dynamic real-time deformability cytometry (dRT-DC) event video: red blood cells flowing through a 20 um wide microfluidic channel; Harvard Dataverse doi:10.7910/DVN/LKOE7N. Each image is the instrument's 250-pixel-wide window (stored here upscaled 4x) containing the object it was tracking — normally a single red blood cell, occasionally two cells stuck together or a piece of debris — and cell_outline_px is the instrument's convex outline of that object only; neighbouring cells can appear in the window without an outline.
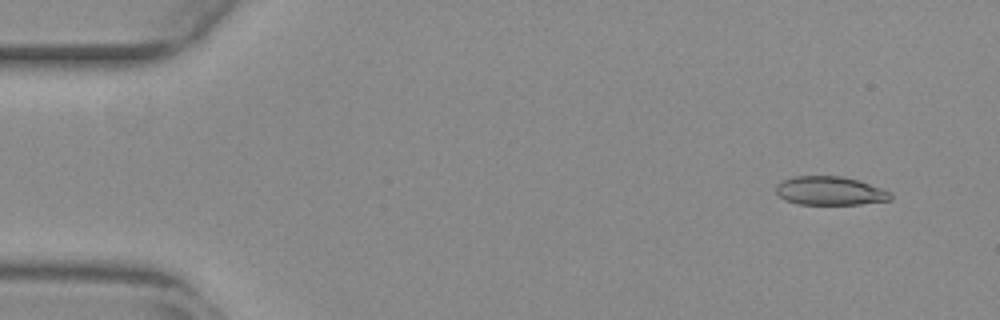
{"species": "common noctule bat (a hibernating species)", "species_latin": "Nyctalus noctula", "temperature_condition": "warm", "stored_images_in_passage": 24, "camera_frame_rate_fps": 3000, "um_per_image_px": 0.085, "animal": {"sex": "female", "body_mass_g": 29.2, "forearm_length_mm": 56.3}, "frame": {"image": 1, "passage_image": 4, "time_ms": 1.0, "image_size_px": [1000, 320], "cell_outline_px": [[892, 200], [860, 204], [800, 204], [784, 200], [776, 192], [776, 184], [784, 180], [796, 176], [840, 176], [860, 180], [892, 192]], "centroid_in_image_um": [70.58, 16.22], "position_along_channel_um": 14.4, "area_um2": 19.19}}
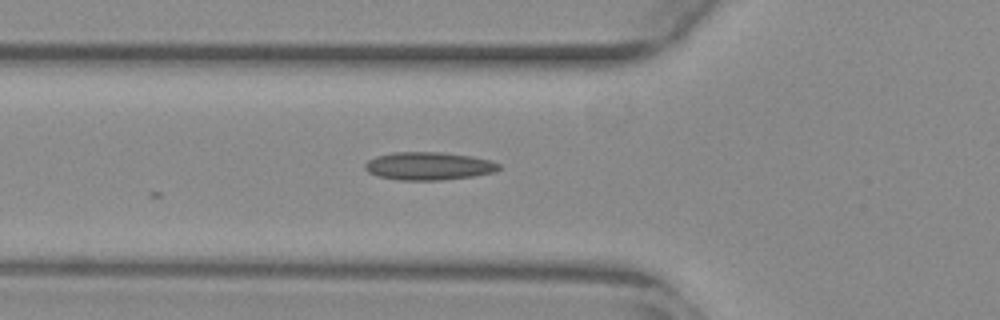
{"frame": {"image": 2, "passage_image": 19, "time_ms": 6.0, "image_size_px": [1000, 320], "cell_outline_px": [[500, 168], [496, 172], [472, 176], [440, 180], [400, 180], [376, 176], [368, 172], [364, 168], [364, 164], [368, 160], [376, 156], [392, 152], [440, 152], [472, 156], [492, 160], [500, 164]], "centroid_in_image_um": [36.43, 14.11], "position_along_channel_um": 89.4, "area_um2": 21.96}}
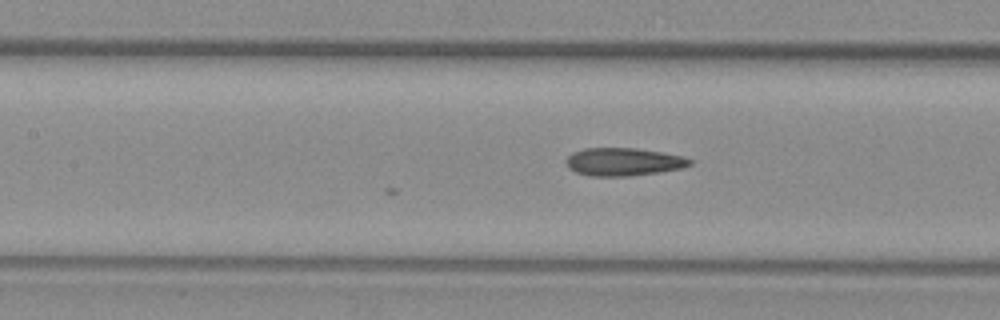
{"frame": {"image": 3, "passage_image": 24, "time_ms": 7.667, "image_size_px": [1000, 320], "cell_outline_px": [[692, 164], [684, 168], [660, 172], [628, 176], [588, 176], [576, 172], [568, 168], [568, 156], [572, 152], [584, 148], [636, 148], [684, 156], [692, 160]], "centroid_in_image_um": [53.02, 13.76], "position_along_channel_um": 154.4, "area_um2": 20.17}}